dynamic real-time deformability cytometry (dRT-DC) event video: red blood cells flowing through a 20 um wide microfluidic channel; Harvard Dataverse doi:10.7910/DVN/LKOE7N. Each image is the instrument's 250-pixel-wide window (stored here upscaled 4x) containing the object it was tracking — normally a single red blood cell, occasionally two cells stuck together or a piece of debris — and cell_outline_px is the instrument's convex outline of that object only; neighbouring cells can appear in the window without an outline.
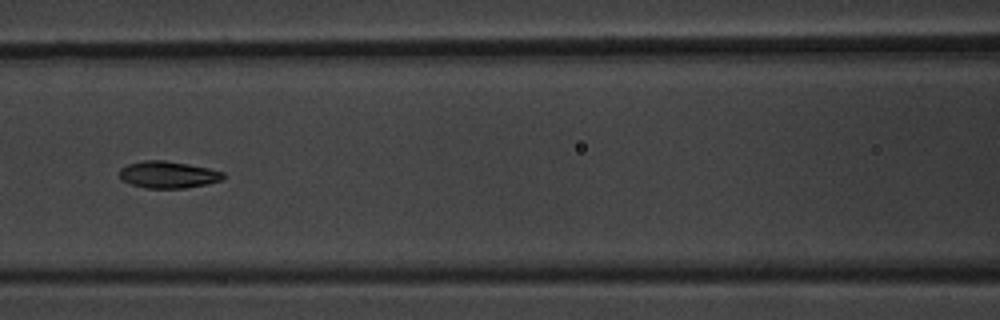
{"species": "common noctule bat (a hibernating species)", "species_latin": "Nyctalus noctula", "temperature_condition": "warm", "stored_images_in_passage": 10, "camera_frame_rate_fps": 3000, "um_per_image_px": 0.085, "animal": {"sex": "male", "body_mass_g": 20.1, "forearm_length_mm": 53.5}, "frame": {"image": 1, "passage_image": 7, "time_ms": 7.0, "image_size_px": [1000, 320], "cell_outline_px": [[224, 180], [184, 188], [144, 188], [120, 180], [120, 168], [128, 164], [144, 160], [164, 160], [188, 164], [208, 168], [224, 172]], "centroid_in_image_um": [14.27, 14.84], "position_along_channel_um": 152.3, "area_um2": 16.24}}
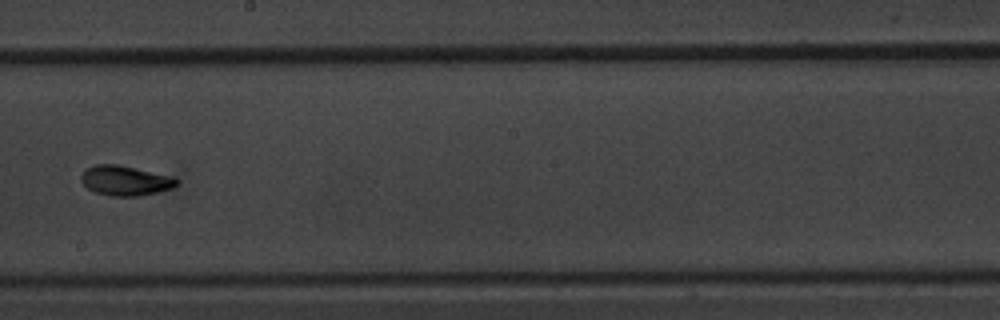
{"frame": {"image": 2, "passage_image": 9, "time_ms": 9.333, "image_size_px": [1000, 320], "cell_outline_px": [[180, 184], [172, 188], [156, 192], [136, 196], [112, 196], [96, 192], [88, 188], [80, 180], [80, 176], [88, 168], [96, 164], [120, 164], [172, 176], [180, 180]], "centroid_in_image_um": [10.69, 15.34], "position_along_channel_um": 237.5, "area_um2": 16.65}}
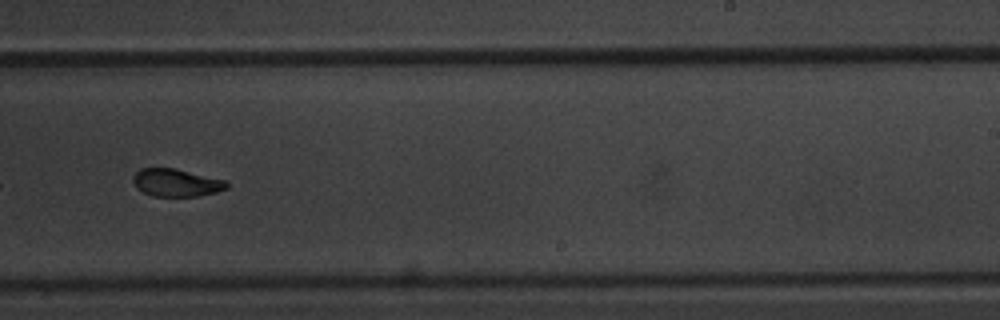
{"frame": {"image": 3, "passage_image": 10, "time_ms": 10.333, "image_size_px": [1000, 320], "cell_outline_px": [[228, 188], [216, 192], [196, 196], [152, 196], [136, 188], [132, 180], [132, 176], [140, 168], [176, 168], [228, 180]], "centroid_in_image_um": [14.99, 15.51], "position_along_channel_um": 274.0, "area_um2": 15.32}}